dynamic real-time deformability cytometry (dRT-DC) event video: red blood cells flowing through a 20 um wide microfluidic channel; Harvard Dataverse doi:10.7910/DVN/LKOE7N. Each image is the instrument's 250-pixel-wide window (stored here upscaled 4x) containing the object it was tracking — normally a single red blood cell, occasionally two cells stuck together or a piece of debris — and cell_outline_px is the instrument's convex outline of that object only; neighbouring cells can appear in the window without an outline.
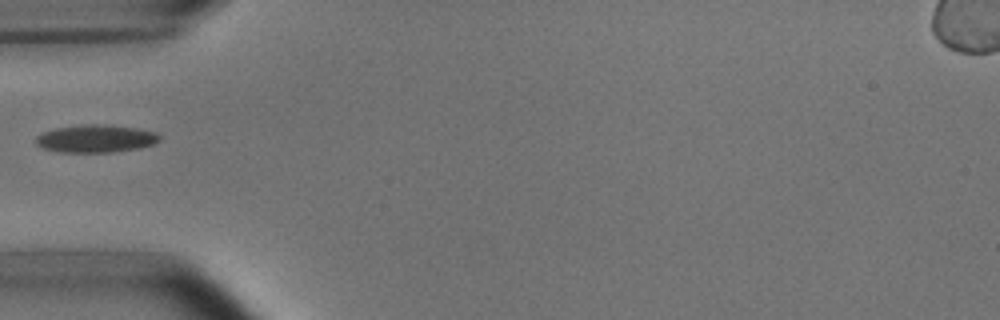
{"species": "common noctule bat (a hibernating species)", "species_latin": "Nyctalus noctula", "temperature_condition": "room temperature", "stored_images_in_passage": 5, "camera_frame_rate_fps": 3000, "um_per_image_px": 0.085, "animal": {"sex": "male", "body_mass_g": 15.6}, "frame": {"image": 1, "passage_image": 5, "time_ms": 4.667, "image_size_px": [1000, 320], "cell_outline_px": [[160, 140], [152, 144], [140, 148], [112, 152], [56, 152], [40, 148], [36, 144], [36, 136], [40, 132], [56, 128], [88, 124], [96, 124], [136, 128], [156, 132], [160, 136]], "centroid_in_image_um": [8.09, 11.79], "position_along_channel_um": 76.9, "area_um2": 20.0}}